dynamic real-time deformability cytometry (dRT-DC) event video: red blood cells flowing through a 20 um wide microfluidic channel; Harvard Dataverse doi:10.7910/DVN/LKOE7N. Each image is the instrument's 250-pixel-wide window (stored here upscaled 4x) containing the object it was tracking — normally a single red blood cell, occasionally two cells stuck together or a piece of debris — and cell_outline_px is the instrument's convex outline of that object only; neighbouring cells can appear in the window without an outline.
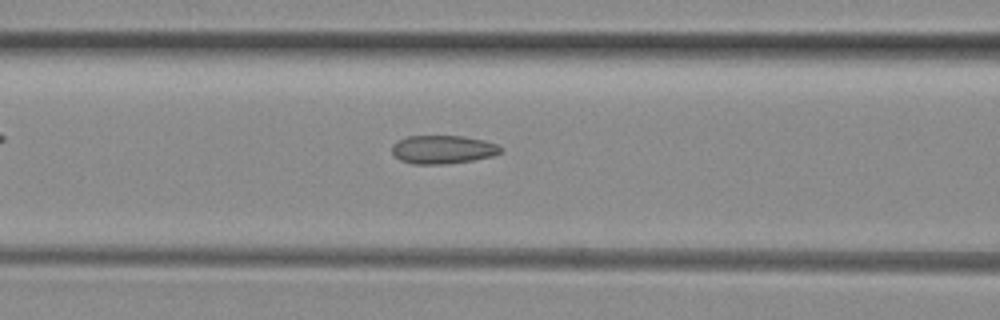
{"species": "common noctule bat (a hibernating species)", "species_latin": "Nyctalus noctula", "temperature_condition": "room temperature", "stored_images_in_passage": 50, "camera_frame_rate_fps": 3000, "um_per_image_px": 0.085, "animal": {"sex": "female", "body_mass_g": 29.2, "forearm_length_mm": 56.3}, "frame": {"image": 1, "passage_image": 20, "time_ms": 6.333, "image_size_px": [1000, 320], "cell_outline_px": [[500, 152], [492, 156], [472, 160], [444, 164], [412, 164], [400, 160], [392, 152], [392, 144], [408, 136], [464, 136], [484, 140], [496, 144], [500, 148]], "centroid_in_image_um": [37.61, 12.71], "position_along_channel_um": 129.0, "area_um2": 17.8}}
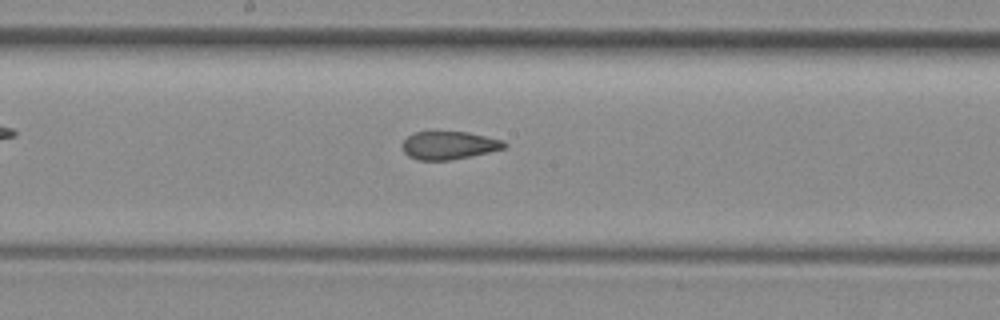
{"frame": {"image": 2, "passage_image": 26, "time_ms": 8.333, "image_size_px": [1000, 320], "cell_outline_px": [[508, 144], [504, 148], [488, 152], [448, 160], [416, 160], [408, 156], [404, 152], [400, 144], [408, 136], [416, 132], [468, 132], [504, 140]], "centroid_in_image_um": [38.13, 12.35], "position_along_channel_um": 210.1, "area_um2": 16.59}}
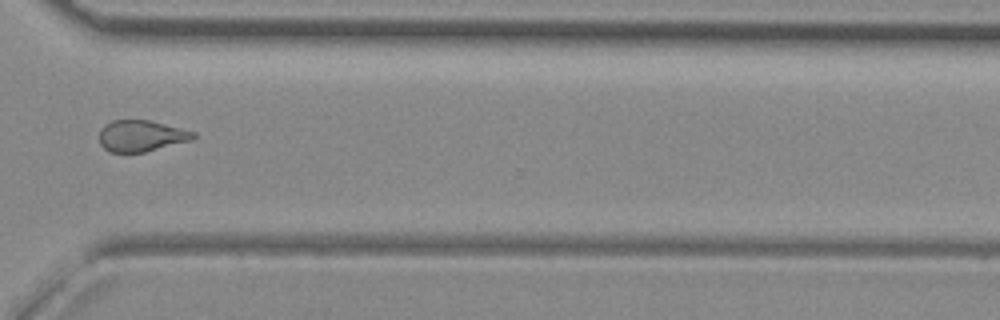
{"frame": {"image": 3, "passage_image": 37, "time_ms": 12.0, "image_size_px": [1000, 320], "cell_outline_px": [[196, 136], [192, 140], [144, 152], [108, 152], [100, 144], [100, 128], [104, 124], [112, 120], [148, 120], [196, 132]], "centroid_in_image_um": [11.98, 11.55], "position_along_channel_um": 358.6, "area_um2": 17.11}, "authors_computed_cell_mechanics": {"area_um2": 18.2937, "velocity_mm_per_s": 4.0617, "shape_relaxation_time_tau1_ms": null, "shape_relaxation_time_tau2_ms": 2.1522, "deformation_change_tau1": null, "deformation_change_tau2": 0.0979}}